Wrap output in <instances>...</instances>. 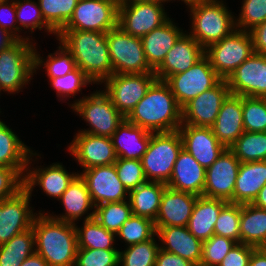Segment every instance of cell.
Segmentation results:
<instances>
[{"mask_svg":"<svg viewBox=\"0 0 266 266\" xmlns=\"http://www.w3.org/2000/svg\"><path fill=\"white\" fill-rule=\"evenodd\" d=\"M125 119L152 133L175 131L182 125V107L169 85L156 79Z\"/></svg>","mask_w":266,"mask_h":266,"instance_id":"obj_1","label":"cell"},{"mask_svg":"<svg viewBox=\"0 0 266 266\" xmlns=\"http://www.w3.org/2000/svg\"><path fill=\"white\" fill-rule=\"evenodd\" d=\"M71 53L93 84H102L113 74L106 33L81 30H60L56 36Z\"/></svg>","mask_w":266,"mask_h":266,"instance_id":"obj_2","label":"cell"},{"mask_svg":"<svg viewBox=\"0 0 266 266\" xmlns=\"http://www.w3.org/2000/svg\"><path fill=\"white\" fill-rule=\"evenodd\" d=\"M32 228L35 251L48 266H75L78 242L74 223L54 219L39 211Z\"/></svg>","mask_w":266,"mask_h":266,"instance_id":"obj_3","label":"cell"},{"mask_svg":"<svg viewBox=\"0 0 266 266\" xmlns=\"http://www.w3.org/2000/svg\"><path fill=\"white\" fill-rule=\"evenodd\" d=\"M187 7L192 21L191 31L187 33L204 49L220 42L236 29L235 17L223 0H203Z\"/></svg>","mask_w":266,"mask_h":266,"instance_id":"obj_4","label":"cell"},{"mask_svg":"<svg viewBox=\"0 0 266 266\" xmlns=\"http://www.w3.org/2000/svg\"><path fill=\"white\" fill-rule=\"evenodd\" d=\"M182 148L178 130L152 133L147 151L141 159L147 181L167 184Z\"/></svg>","mask_w":266,"mask_h":266,"instance_id":"obj_5","label":"cell"},{"mask_svg":"<svg viewBox=\"0 0 266 266\" xmlns=\"http://www.w3.org/2000/svg\"><path fill=\"white\" fill-rule=\"evenodd\" d=\"M70 107L90 126L78 132L111 138L118 126L125 120L103 90H96L89 96H83L74 101Z\"/></svg>","mask_w":266,"mask_h":266,"instance_id":"obj_6","label":"cell"},{"mask_svg":"<svg viewBox=\"0 0 266 266\" xmlns=\"http://www.w3.org/2000/svg\"><path fill=\"white\" fill-rule=\"evenodd\" d=\"M30 40H17L0 51V86L3 92L19 93L33 78L34 48Z\"/></svg>","mask_w":266,"mask_h":266,"instance_id":"obj_7","label":"cell"},{"mask_svg":"<svg viewBox=\"0 0 266 266\" xmlns=\"http://www.w3.org/2000/svg\"><path fill=\"white\" fill-rule=\"evenodd\" d=\"M113 74L154 73L140 37L129 35L118 25L106 33Z\"/></svg>","mask_w":266,"mask_h":266,"instance_id":"obj_8","label":"cell"},{"mask_svg":"<svg viewBox=\"0 0 266 266\" xmlns=\"http://www.w3.org/2000/svg\"><path fill=\"white\" fill-rule=\"evenodd\" d=\"M254 53L250 32L235 29L220 42L205 49L211 66L222 79L231 73Z\"/></svg>","mask_w":266,"mask_h":266,"instance_id":"obj_9","label":"cell"},{"mask_svg":"<svg viewBox=\"0 0 266 266\" xmlns=\"http://www.w3.org/2000/svg\"><path fill=\"white\" fill-rule=\"evenodd\" d=\"M119 0H79L61 30L107 33L117 26Z\"/></svg>","mask_w":266,"mask_h":266,"instance_id":"obj_10","label":"cell"},{"mask_svg":"<svg viewBox=\"0 0 266 266\" xmlns=\"http://www.w3.org/2000/svg\"><path fill=\"white\" fill-rule=\"evenodd\" d=\"M221 80L208 57L204 55L188 70L169 76L165 82L178 104L183 107L191 99L216 86Z\"/></svg>","mask_w":266,"mask_h":266,"instance_id":"obj_11","label":"cell"},{"mask_svg":"<svg viewBox=\"0 0 266 266\" xmlns=\"http://www.w3.org/2000/svg\"><path fill=\"white\" fill-rule=\"evenodd\" d=\"M169 19L163 3L143 1L118 4L117 25L135 37H143Z\"/></svg>","mask_w":266,"mask_h":266,"instance_id":"obj_12","label":"cell"},{"mask_svg":"<svg viewBox=\"0 0 266 266\" xmlns=\"http://www.w3.org/2000/svg\"><path fill=\"white\" fill-rule=\"evenodd\" d=\"M156 79L154 73L112 74L103 82V91L118 111L126 117Z\"/></svg>","mask_w":266,"mask_h":266,"instance_id":"obj_13","label":"cell"},{"mask_svg":"<svg viewBox=\"0 0 266 266\" xmlns=\"http://www.w3.org/2000/svg\"><path fill=\"white\" fill-rule=\"evenodd\" d=\"M32 193L25 187L0 201V245L32 227L37 213L30 207Z\"/></svg>","mask_w":266,"mask_h":266,"instance_id":"obj_14","label":"cell"},{"mask_svg":"<svg viewBox=\"0 0 266 266\" xmlns=\"http://www.w3.org/2000/svg\"><path fill=\"white\" fill-rule=\"evenodd\" d=\"M241 162L226 148L205 173L203 196L233 203V192Z\"/></svg>","mask_w":266,"mask_h":266,"instance_id":"obj_15","label":"cell"},{"mask_svg":"<svg viewBox=\"0 0 266 266\" xmlns=\"http://www.w3.org/2000/svg\"><path fill=\"white\" fill-rule=\"evenodd\" d=\"M229 94V86L222 79L216 86L191 99L182 107V125L211 127Z\"/></svg>","mask_w":266,"mask_h":266,"instance_id":"obj_16","label":"cell"},{"mask_svg":"<svg viewBox=\"0 0 266 266\" xmlns=\"http://www.w3.org/2000/svg\"><path fill=\"white\" fill-rule=\"evenodd\" d=\"M79 175L87 185L94 206L128 200L129 191L119 179L114 164L85 169Z\"/></svg>","mask_w":266,"mask_h":266,"instance_id":"obj_17","label":"cell"},{"mask_svg":"<svg viewBox=\"0 0 266 266\" xmlns=\"http://www.w3.org/2000/svg\"><path fill=\"white\" fill-rule=\"evenodd\" d=\"M230 94L266 98V55L253 53L226 79Z\"/></svg>","mask_w":266,"mask_h":266,"instance_id":"obj_18","label":"cell"},{"mask_svg":"<svg viewBox=\"0 0 266 266\" xmlns=\"http://www.w3.org/2000/svg\"><path fill=\"white\" fill-rule=\"evenodd\" d=\"M67 150L83 170L112 165L117 159L112 138L84 132L76 133Z\"/></svg>","mask_w":266,"mask_h":266,"instance_id":"obj_19","label":"cell"},{"mask_svg":"<svg viewBox=\"0 0 266 266\" xmlns=\"http://www.w3.org/2000/svg\"><path fill=\"white\" fill-rule=\"evenodd\" d=\"M29 155L27 162L26 173L24 176V187L32 193L34 187H40L42 192L46 193L51 198L59 200L63 192L68 188L71 182L79 175L77 172L69 173L62 165V163H52L48 167L31 168L33 157L38 156L36 152ZM34 155V156H33ZM31 160V161H30ZM42 167V168H41Z\"/></svg>","mask_w":266,"mask_h":266,"instance_id":"obj_20","label":"cell"},{"mask_svg":"<svg viewBox=\"0 0 266 266\" xmlns=\"http://www.w3.org/2000/svg\"><path fill=\"white\" fill-rule=\"evenodd\" d=\"M183 149L205 169L210 167L226 147L218 141L211 127L181 125L178 129Z\"/></svg>","mask_w":266,"mask_h":266,"instance_id":"obj_21","label":"cell"},{"mask_svg":"<svg viewBox=\"0 0 266 266\" xmlns=\"http://www.w3.org/2000/svg\"><path fill=\"white\" fill-rule=\"evenodd\" d=\"M205 55V49L188 33H184L166 54L161 65L154 71L158 80L183 73Z\"/></svg>","mask_w":266,"mask_h":266,"instance_id":"obj_22","label":"cell"},{"mask_svg":"<svg viewBox=\"0 0 266 266\" xmlns=\"http://www.w3.org/2000/svg\"><path fill=\"white\" fill-rule=\"evenodd\" d=\"M197 197L189 192L166 187L154 221L155 227L187 226Z\"/></svg>","mask_w":266,"mask_h":266,"instance_id":"obj_23","label":"cell"},{"mask_svg":"<svg viewBox=\"0 0 266 266\" xmlns=\"http://www.w3.org/2000/svg\"><path fill=\"white\" fill-rule=\"evenodd\" d=\"M160 249L176 254L199 266L202 259L203 242L197 239L187 226L155 227Z\"/></svg>","mask_w":266,"mask_h":266,"instance_id":"obj_24","label":"cell"},{"mask_svg":"<svg viewBox=\"0 0 266 266\" xmlns=\"http://www.w3.org/2000/svg\"><path fill=\"white\" fill-rule=\"evenodd\" d=\"M211 129L220 143L226 148L231 147L244 132L242 96H227Z\"/></svg>","mask_w":266,"mask_h":266,"instance_id":"obj_25","label":"cell"},{"mask_svg":"<svg viewBox=\"0 0 266 266\" xmlns=\"http://www.w3.org/2000/svg\"><path fill=\"white\" fill-rule=\"evenodd\" d=\"M206 169L182 148L175 161L167 187L203 196Z\"/></svg>","mask_w":266,"mask_h":266,"instance_id":"obj_26","label":"cell"},{"mask_svg":"<svg viewBox=\"0 0 266 266\" xmlns=\"http://www.w3.org/2000/svg\"><path fill=\"white\" fill-rule=\"evenodd\" d=\"M59 201L66 212L60 216L49 213L54 219L76 224L75 222L81 219L84 214L87 215L83 220L94 218V210L90 213L88 211L95 209L93 208L95 206L92 203L87 185L80 175L71 182Z\"/></svg>","mask_w":266,"mask_h":266,"instance_id":"obj_27","label":"cell"},{"mask_svg":"<svg viewBox=\"0 0 266 266\" xmlns=\"http://www.w3.org/2000/svg\"><path fill=\"white\" fill-rule=\"evenodd\" d=\"M184 33L183 29L178 28V25L176 26L172 19H169L162 26L141 37L146 59L154 71Z\"/></svg>","mask_w":266,"mask_h":266,"instance_id":"obj_28","label":"cell"},{"mask_svg":"<svg viewBox=\"0 0 266 266\" xmlns=\"http://www.w3.org/2000/svg\"><path fill=\"white\" fill-rule=\"evenodd\" d=\"M151 134L125 119L111 137L117 158L141 160L147 151Z\"/></svg>","mask_w":266,"mask_h":266,"instance_id":"obj_29","label":"cell"},{"mask_svg":"<svg viewBox=\"0 0 266 266\" xmlns=\"http://www.w3.org/2000/svg\"><path fill=\"white\" fill-rule=\"evenodd\" d=\"M266 184V160L241 163L235 181L233 204H252Z\"/></svg>","mask_w":266,"mask_h":266,"instance_id":"obj_30","label":"cell"},{"mask_svg":"<svg viewBox=\"0 0 266 266\" xmlns=\"http://www.w3.org/2000/svg\"><path fill=\"white\" fill-rule=\"evenodd\" d=\"M229 202L198 196L189 219L188 230L201 242L214 235V226L221 210Z\"/></svg>","mask_w":266,"mask_h":266,"instance_id":"obj_31","label":"cell"},{"mask_svg":"<svg viewBox=\"0 0 266 266\" xmlns=\"http://www.w3.org/2000/svg\"><path fill=\"white\" fill-rule=\"evenodd\" d=\"M31 152L9 125L0 120V166L15 168L24 177Z\"/></svg>","mask_w":266,"mask_h":266,"instance_id":"obj_32","label":"cell"},{"mask_svg":"<svg viewBox=\"0 0 266 266\" xmlns=\"http://www.w3.org/2000/svg\"><path fill=\"white\" fill-rule=\"evenodd\" d=\"M166 184L147 181L129 191L128 200L132 215L145 217L155 221Z\"/></svg>","mask_w":266,"mask_h":266,"instance_id":"obj_33","label":"cell"},{"mask_svg":"<svg viewBox=\"0 0 266 266\" xmlns=\"http://www.w3.org/2000/svg\"><path fill=\"white\" fill-rule=\"evenodd\" d=\"M240 243L266 248V210L253 204L241 205Z\"/></svg>","mask_w":266,"mask_h":266,"instance_id":"obj_34","label":"cell"},{"mask_svg":"<svg viewBox=\"0 0 266 266\" xmlns=\"http://www.w3.org/2000/svg\"><path fill=\"white\" fill-rule=\"evenodd\" d=\"M35 252V236L31 227L0 245V266H21Z\"/></svg>","mask_w":266,"mask_h":266,"instance_id":"obj_35","label":"cell"},{"mask_svg":"<svg viewBox=\"0 0 266 266\" xmlns=\"http://www.w3.org/2000/svg\"><path fill=\"white\" fill-rule=\"evenodd\" d=\"M78 248L87 249H116L114 241L116 233L105 229L95 218L84 220L80 228L75 224Z\"/></svg>","mask_w":266,"mask_h":266,"instance_id":"obj_36","label":"cell"},{"mask_svg":"<svg viewBox=\"0 0 266 266\" xmlns=\"http://www.w3.org/2000/svg\"><path fill=\"white\" fill-rule=\"evenodd\" d=\"M241 162L266 160V132H247L229 148Z\"/></svg>","mask_w":266,"mask_h":266,"instance_id":"obj_37","label":"cell"},{"mask_svg":"<svg viewBox=\"0 0 266 266\" xmlns=\"http://www.w3.org/2000/svg\"><path fill=\"white\" fill-rule=\"evenodd\" d=\"M59 45L58 50L46 56V60L42 59L43 57L37 52L36 47L34 48V72L44 66L48 78L51 79L62 77L76 68L75 60L71 53L62 43L59 42Z\"/></svg>","mask_w":266,"mask_h":266,"instance_id":"obj_38","label":"cell"},{"mask_svg":"<svg viewBox=\"0 0 266 266\" xmlns=\"http://www.w3.org/2000/svg\"><path fill=\"white\" fill-rule=\"evenodd\" d=\"M94 218L105 229L117 233L132 215L129 200L108 202L94 207Z\"/></svg>","mask_w":266,"mask_h":266,"instance_id":"obj_39","label":"cell"},{"mask_svg":"<svg viewBox=\"0 0 266 266\" xmlns=\"http://www.w3.org/2000/svg\"><path fill=\"white\" fill-rule=\"evenodd\" d=\"M155 234L151 239L127 246L124 251L119 250L120 266H155L156 256L160 249Z\"/></svg>","mask_w":266,"mask_h":266,"instance_id":"obj_40","label":"cell"},{"mask_svg":"<svg viewBox=\"0 0 266 266\" xmlns=\"http://www.w3.org/2000/svg\"><path fill=\"white\" fill-rule=\"evenodd\" d=\"M37 2V3H36ZM15 0L16 21L18 28L29 29L31 33L35 29L42 30L57 36V32L44 20L38 1Z\"/></svg>","mask_w":266,"mask_h":266,"instance_id":"obj_41","label":"cell"},{"mask_svg":"<svg viewBox=\"0 0 266 266\" xmlns=\"http://www.w3.org/2000/svg\"><path fill=\"white\" fill-rule=\"evenodd\" d=\"M44 20L58 33L72 17L79 0H37Z\"/></svg>","mask_w":266,"mask_h":266,"instance_id":"obj_42","label":"cell"},{"mask_svg":"<svg viewBox=\"0 0 266 266\" xmlns=\"http://www.w3.org/2000/svg\"><path fill=\"white\" fill-rule=\"evenodd\" d=\"M156 234L154 221L151 219L131 215V217L124 222L116 236L123 239L127 245L141 243L151 239Z\"/></svg>","mask_w":266,"mask_h":266,"instance_id":"obj_43","label":"cell"},{"mask_svg":"<svg viewBox=\"0 0 266 266\" xmlns=\"http://www.w3.org/2000/svg\"><path fill=\"white\" fill-rule=\"evenodd\" d=\"M244 131L266 132V98L242 96Z\"/></svg>","mask_w":266,"mask_h":266,"instance_id":"obj_44","label":"cell"},{"mask_svg":"<svg viewBox=\"0 0 266 266\" xmlns=\"http://www.w3.org/2000/svg\"><path fill=\"white\" fill-rule=\"evenodd\" d=\"M241 204L228 203L220 212L214 226V234L240 243Z\"/></svg>","mask_w":266,"mask_h":266,"instance_id":"obj_45","label":"cell"},{"mask_svg":"<svg viewBox=\"0 0 266 266\" xmlns=\"http://www.w3.org/2000/svg\"><path fill=\"white\" fill-rule=\"evenodd\" d=\"M49 81L53 90L57 92V97L62 100L75 97V94L81 92L83 87L93 83L79 67L62 77L51 78Z\"/></svg>","mask_w":266,"mask_h":266,"instance_id":"obj_46","label":"cell"},{"mask_svg":"<svg viewBox=\"0 0 266 266\" xmlns=\"http://www.w3.org/2000/svg\"><path fill=\"white\" fill-rule=\"evenodd\" d=\"M236 241L214 234L203 242L202 259L199 266H218Z\"/></svg>","mask_w":266,"mask_h":266,"instance_id":"obj_47","label":"cell"},{"mask_svg":"<svg viewBox=\"0 0 266 266\" xmlns=\"http://www.w3.org/2000/svg\"><path fill=\"white\" fill-rule=\"evenodd\" d=\"M266 21V0H243L239 18H235L237 30L250 31Z\"/></svg>","mask_w":266,"mask_h":266,"instance_id":"obj_48","label":"cell"},{"mask_svg":"<svg viewBox=\"0 0 266 266\" xmlns=\"http://www.w3.org/2000/svg\"><path fill=\"white\" fill-rule=\"evenodd\" d=\"M114 165L119 179L128 191L147 182L141 160L117 158Z\"/></svg>","mask_w":266,"mask_h":266,"instance_id":"obj_49","label":"cell"},{"mask_svg":"<svg viewBox=\"0 0 266 266\" xmlns=\"http://www.w3.org/2000/svg\"><path fill=\"white\" fill-rule=\"evenodd\" d=\"M119 249L78 248L75 266H119Z\"/></svg>","mask_w":266,"mask_h":266,"instance_id":"obj_50","label":"cell"},{"mask_svg":"<svg viewBox=\"0 0 266 266\" xmlns=\"http://www.w3.org/2000/svg\"><path fill=\"white\" fill-rule=\"evenodd\" d=\"M24 188V177L15 169L0 166V201L15 196Z\"/></svg>","mask_w":266,"mask_h":266,"instance_id":"obj_51","label":"cell"},{"mask_svg":"<svg viewBox=\"0 0 266 266\" xmlns=\"http://www.w3.org/2000/svg\"><path fill=\"white\" fill-rule=\"evenodd\" d=\"M5 17L10 19H5ZM0 27L9 31L18 40H31L29 36L23 38L22 35L17 33L21 31L16 21L15 0H0Z\"/></svg>","mask_w":266,"mask_h":266,"instance_id":"obj_52","label":"cell"},{"mask_svg":"<svg viewBox=\"0 0 266 266\" xmlns=\"http://www.w3.org/2000/svg\"><path fill=\"white\" fill-rule=\"evenodd\" d=\"M254 246L237 243L218 266H248Z\"/></svg>","mask_w":266,"mask_h":266,"instance_id":"obj_53","label":"cell"},{"mask_svg":"<svg viewBox=\"0 0 266 266\" xmlns=\"http://www.w3.org/2000/svg\"><path fill=\"white\" fill-rule=\"evenodd\" d=\"M155 266H195V265L176 254L159 249L156 256Z\"/></svg>","mask_w":266,"mask_h":266,"instance_id":"obj_54","label":"cell"},{"mask_svg":"<svg viewBox=\"0 0 266 266\" xmlns=\"http://www.w3.org/2000/svg\"><path fill=\"white\" fill-rule=\"evenodd\" d=\"M253 40L254 53L266 55V21L249 31Z\"/></svg>","mask_w":266,"mask_h":266,"instance_id":"obj_55","label":"cell"},{"mask_svg":"<svg viewBox=\"0 0 266 266\" xmlns=\"http://www.w3.org/2000/svg\"><path fill=\"white\" fill-rule=\"evenodd\" d=\"M248 266H266V248H256L250 257Z\"/></svg>","mask_w":266,"mask_h":266,"instance_id":"obj_56","label":"cell"},{"mask_svg":"<svg viewBox=\"0 0 266 266\" xmlns=\"http://www.w3.org/2000/svg\"><path fill=\"white\" fill-rule=\"evenodd\" d=\"M0 51L12 46L18 39L9 31L0 27Z\"/></svg>","mask_w":266,"mask_h":266,"instance_id":"obj_57","label":"cell"},{"mask_svg":"<svg viewBox=\"0 0 266 266\" xmlns=\"http://www.w3.org/2000/svg\"><path fill=\"white\" fill-rule=\"evenodd\" d=\"M21 266H48L47 262L36 252L25 259Z\"/></svg>","mask_w":266,"mask_h":266,"instance_id":"obj_58","label":"cell"},{"mask_svg":"<svg viewBox=\"0 0 266 266\" xmlns=\"http://www.w3.org/2000/svg\"><path fill=\"white\" fill-rule=\"evenodd\" d=\"M254 206L266 210V184L259 191L258 196L252 203Z\"/></svg>","mask_w":266,"mask_h":266,"instance_id":"obj_59","label":"cell"},{"mask_svg":"<svg viewBox=\"0 0 266 266\" xmlns=\"http://www.w3.org/2000/svg\"><path fill=\"white\" fill-rule=\"evenodd\" d=\"M143 1H149V2H158V3H165L168 1L171 2V0H119V2H143Z\"/></svg>","mask_w":266,"mask_h":266,"instance_id":"obj_60","label":"cell"},{"mask_svg":"<svg viewBox=\"0 0 266 266\" xmlns=\"http://www.w3.org/2000/svg\"><path fill=\"white\" fill-rule=\"evenodd\" d=\"M182 1L188 6L189 4L196 3V2H200V1H203V0H182Z\"/></svg>","mask_w":266,"mask_h":266,"instance_id":"obj_61","label":"cell"}]
</instances>
